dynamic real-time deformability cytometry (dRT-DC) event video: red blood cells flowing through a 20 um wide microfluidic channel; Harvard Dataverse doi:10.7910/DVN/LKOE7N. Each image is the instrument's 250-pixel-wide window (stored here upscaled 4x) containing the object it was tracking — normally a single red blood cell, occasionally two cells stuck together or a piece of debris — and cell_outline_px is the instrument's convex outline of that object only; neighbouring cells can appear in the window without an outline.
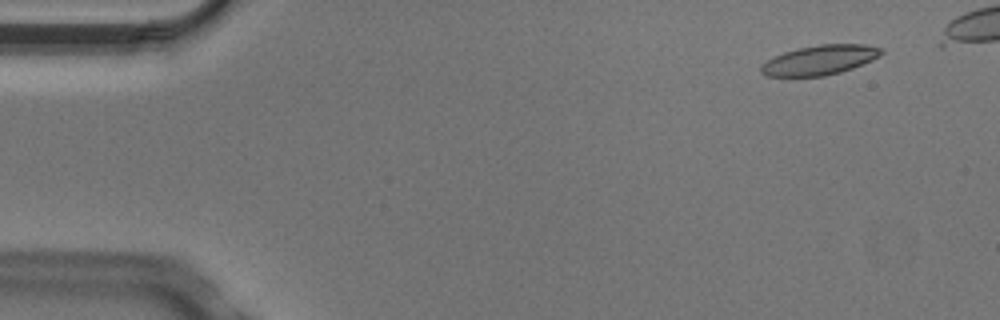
{"species": "Egyptian fruit bat (a non-hibernating species)", "species_latin": "Rousettus aegyptiacus", "temperature_condition": "cold", "stored_images_in_passage": 4, "camera_frame_rate_fps": 3000, "um_per_image_px": 0.085, "animal": {"sex": "male"}, "frame": {"image": 1, "passage_image": 1, "time_ms": 0.0, "image_size_px": [1000, 320], "cell_outline_px": [[884, 52], [880, 56], [872, 60], [852, 68], [840, 72], [824, 76], [768, 76], [760, 72], [760, 64], [784, 52], [800, 48], [820, 44], [864, 44], [884, 48]], "centroid_in_image_um": [69.71, 5.1], "position_along_channel_um": 15.3, "area_um2": 20.69}}